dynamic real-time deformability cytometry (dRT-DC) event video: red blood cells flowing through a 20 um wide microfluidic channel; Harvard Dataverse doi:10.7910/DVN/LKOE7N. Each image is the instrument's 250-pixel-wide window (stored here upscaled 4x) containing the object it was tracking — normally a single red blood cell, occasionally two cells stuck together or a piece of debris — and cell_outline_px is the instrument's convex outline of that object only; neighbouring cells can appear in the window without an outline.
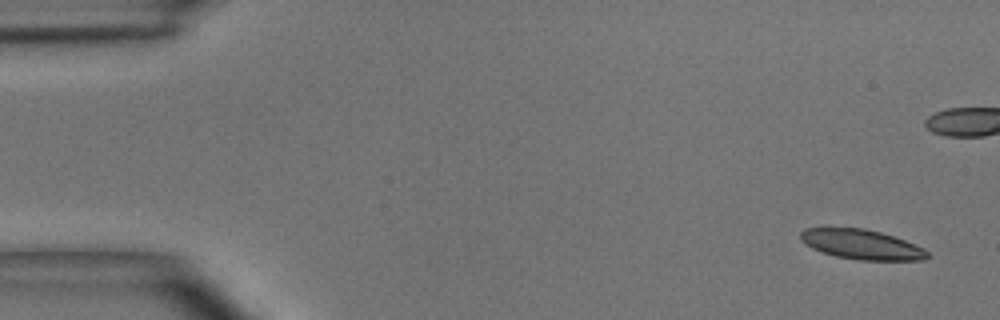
{"species": "common noctule bat (a hibernating species)", "species_latin": "Nyctalus noctula", "temperature_condition": "room temperature", "stored_images_in_passage": 5, "camera_frame_rate_fps": 3000, "um_per_image_px": 0.085, "animal": {"sex": "male", "body_mass_g": 15.6}, "frame": {"image": 1, "passage_image": 5, "time_ms": 1.333, "image_size_px": [1000, 320], "cell_outline_px": [[928, 256], [924, 260], [860, 260], [836, 256], [812, 248], [800, 240], [800, 232], [804, 228], [828, 224], [864, 228], [880, 232], [904, 240], [924, 248], [928, 252]], "centroid_in_image_um": [73.13, 20.72], "position_along_channel_um": 11.9, "area_um2": 22.66}}